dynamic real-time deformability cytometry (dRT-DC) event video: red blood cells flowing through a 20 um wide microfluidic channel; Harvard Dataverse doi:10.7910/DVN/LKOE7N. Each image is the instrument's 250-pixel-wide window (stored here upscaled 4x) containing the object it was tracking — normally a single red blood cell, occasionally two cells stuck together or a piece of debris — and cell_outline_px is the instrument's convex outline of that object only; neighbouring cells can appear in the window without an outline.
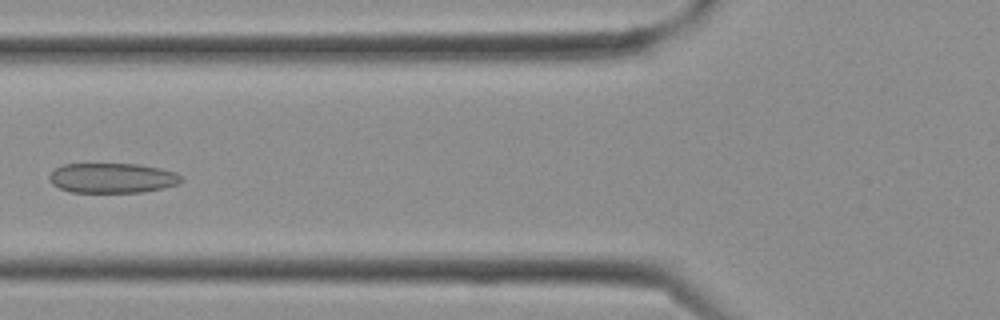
{"species": "Egyptian fruit bat (a non-hibernating species)", "species_latin": "Rousettus aegyptiacus", "temperature_condition": "cold", "stored_images_in_passage": 10, "camera_frame_rate_fps": 3000, "um_per_image_px": 0.085, "frame": {"image": 1, "passage_image": 9, "time_ms": 2.667, "image_size_px": [1000, 320], "cell_outline_px": [[184, 180], [176, 184], [164, 188], [140, 192], [72, 192], [60, 188], [52, 184], [48, 176], [56, 168], [64, 164], [140, 164], [160, 168], [176, 172]], "centroid_in_image_um": [9.56, 15.13], "position_along_channel_um": 116.2, "area_um2": 22.95}}